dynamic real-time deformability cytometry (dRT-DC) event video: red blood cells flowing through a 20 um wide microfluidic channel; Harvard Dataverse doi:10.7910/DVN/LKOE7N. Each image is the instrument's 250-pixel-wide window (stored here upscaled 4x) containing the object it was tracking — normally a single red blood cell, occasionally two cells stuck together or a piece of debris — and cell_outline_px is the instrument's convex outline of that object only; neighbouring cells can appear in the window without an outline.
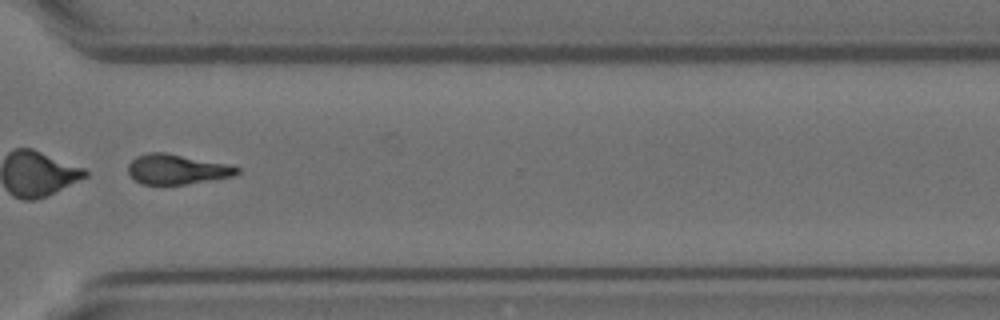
{"species": "Egyptian fruit bat (a non-hibernating species)", "species_latin": "Rousettus aegyptiacus", "temperature_condition": "room temperature", "stored_images_in_passage": 46, "segment_of_instrument_passage": [2, 2], "camera_frame_rate_fps": 3000, "um_per_image_px": 0.085, "animal": {"sex": "female"}, "frame": {"image": 1, "passage_image": 38, "time_ms": 12.333, "image_size_px": [1000, 320], "cell_outline_px": [[240, 172], [236, 176], [184, 184], [140, 184], [128, 172], [128, 164], [136, 156], [148, 152], [164, 152], [228, 164], [240, 168]], "centroid_in_image_um": [15.05, 14.38], "position_along_channel_um": 355.6, "area_um2": 18.96}}